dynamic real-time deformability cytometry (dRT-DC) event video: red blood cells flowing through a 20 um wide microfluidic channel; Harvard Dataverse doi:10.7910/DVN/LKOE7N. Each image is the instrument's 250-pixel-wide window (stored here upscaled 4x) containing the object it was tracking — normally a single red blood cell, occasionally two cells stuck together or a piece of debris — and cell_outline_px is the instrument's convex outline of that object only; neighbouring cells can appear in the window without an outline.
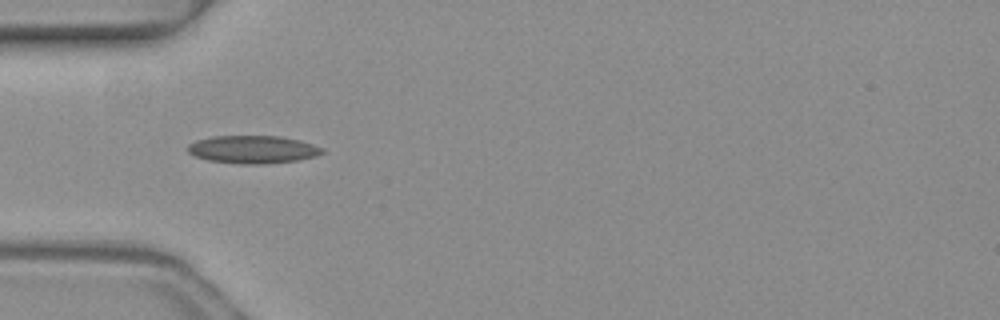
{"species": "common noctule bat (a hibernating species)", "species_latin": "Nyctalus noctula", "temperature_condition": "warm", "stored_images_in_passage": 4, "camera_frame_rate_fps": 3000, "um_per_image_px": 0.085, "animal": {"sex": "female", "body_mass_g": 19.3, "forearm_length_mm": 54.1}, "frame": {"image": 1, "passage_image": 4, "time_ms": 1.0, "image_size_px": [1000, 320], "cell_outline_px": [[324, 152], [316, 156], [296, 160], [264, 164], [240, 164], [208, 160], [196, 156], [188, 152], [188, 144], [196, 140], [212, 136], [280, 136], [300, 140], [324, 148]], "centroid_in_image_um": [21.49, 12.7], "position_along_channel_um": 63.5, "area_um2": 21.79}}